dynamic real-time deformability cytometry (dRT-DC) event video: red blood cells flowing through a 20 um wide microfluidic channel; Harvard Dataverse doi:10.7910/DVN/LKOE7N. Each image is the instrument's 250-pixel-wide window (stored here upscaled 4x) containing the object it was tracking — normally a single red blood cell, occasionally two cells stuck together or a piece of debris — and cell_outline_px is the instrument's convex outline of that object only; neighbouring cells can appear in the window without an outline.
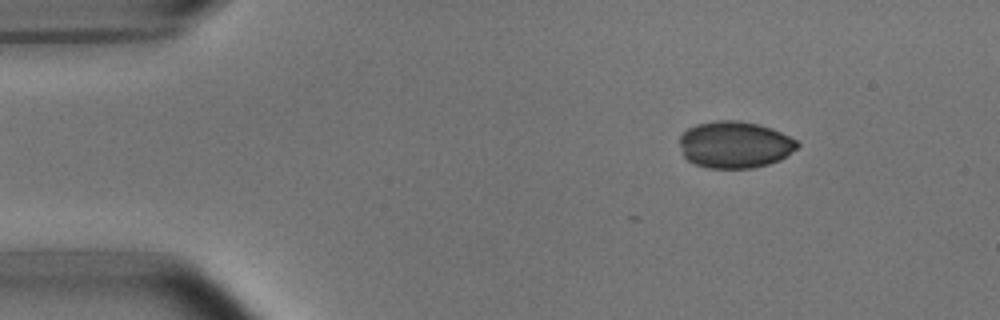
{"species": "common noctule bat (a hibernating species)", "species_latin": "Nyctalus noctula", "temperature_condition": "room temperature", "stored_images_in_passage": 16, "camera_frame_rate_fps": 3000, "um_per_image_px": 0.085, "animal": {"sex": "male", "body_mass_g": 15.6}, "frame": {"image": 1, "passage_image": 4, "time_ms": 1.0, "image_size_px": [1000, 320], "cell_outline_px": [[800, 144], [796, 148], [780, 160], [768, 164], [752, 168], [708, 168], [696, 164], [688, 160], [684, 156], [680, 144], [680, 136], [688, 128], [696, 124], [716, 120], [740, 120], [760, 124], [772, 128], [796, 140]], "centroid_in_image_um": [62.45, 12.28], "position_along_channel_um": 22.5, "area_um2": 32.08}}
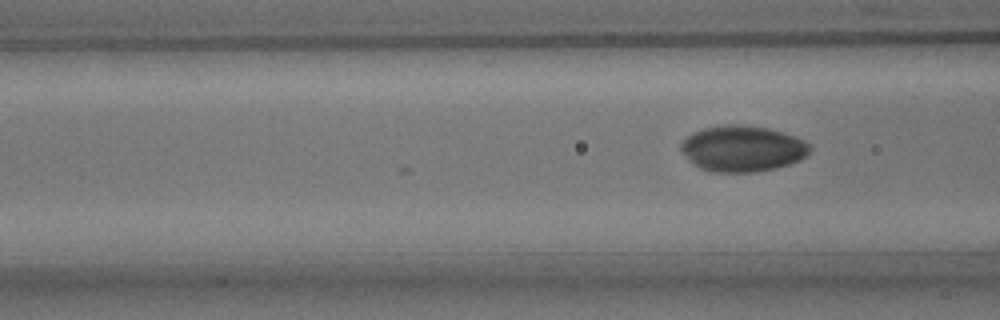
{"frame": {"image": 2, "passage_image": 16, "time_ms": 5.0, "image_size_px": [1000, 320], "cell_outline_px": [[812, 148], [800, 160], [776, 168], [756, 172], [712, 172], [700, 168], [692, 164], [680, 148], [680, 144], [692, 132], [704, 128], [724, 124], [736, 124], [768, 128], [784, 132], [796, 136], [812, 144]], "centroid_in_image_um": [63.12, 12.63], "position_along_channel_um": 103.5, "area_um2": 34.74}}